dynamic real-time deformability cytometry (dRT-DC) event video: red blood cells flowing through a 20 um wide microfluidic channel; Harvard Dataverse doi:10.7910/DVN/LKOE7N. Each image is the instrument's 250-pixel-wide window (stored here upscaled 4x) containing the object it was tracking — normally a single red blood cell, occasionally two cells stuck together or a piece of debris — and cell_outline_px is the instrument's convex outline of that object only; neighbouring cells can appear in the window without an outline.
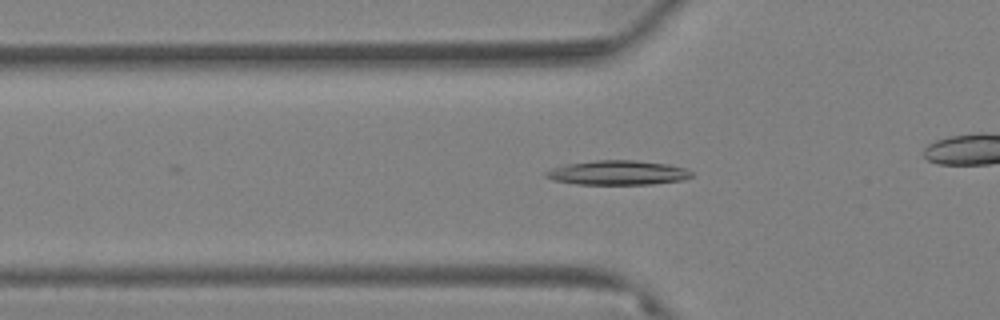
{"species": "Egyptian fruit bat (a non-hibernating species)", "species_latin": "Rousettus aegyptiacus", "temperature_condition": "warm", "stored_images_in_passage": 49, "camera_frame_rate_fps": 3000, "um_per_image_px": 0.085, "animal": {"sex": "female"}, "frame": {"image": 1, "passage_image": 23, "time_ms": 7.333, "image_size_px": [1000, 320], "cell_outline_px": [[692, 176], [684, 180], [652, 184], [576, 184], [552, 180], [544, 176], [544, 172], [552, 168], [568, 164], [596, 160], [636, 160], [668, 164], [684, 168], [692, 172]], "centroid_in_image_um": [52.5, 14.68], "position_along_channel_um": 73.3, "area_um2": 20.75}}
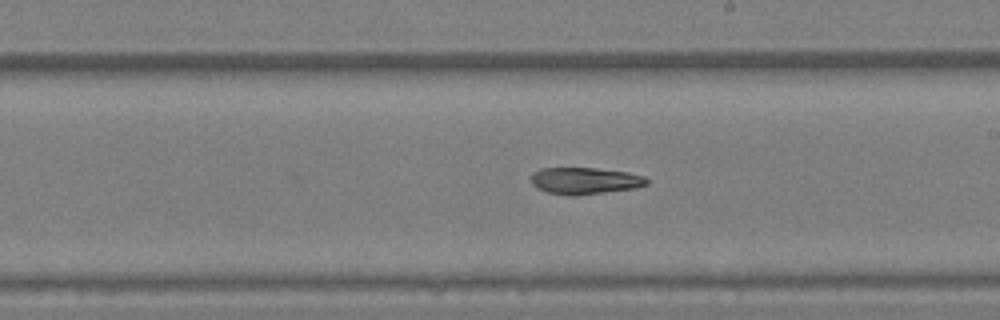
{"frame": {"image": 2, "passage_image": 38, "time_ms": 12.333, "image_size_px": [1000, 320], "cell_outline_px": [[648, 184], [636, 188], [576, 196], [568, 196], [548, 192], [536, 188], [532, 184], [532, 176], [540, 168], [596, 168], [628, 172], [644, 176], [648, 180]], "centroid_in_image_um": [49.74, 15.37], "position_along_channel_um": 239.3, "area_um2": 18.09}}
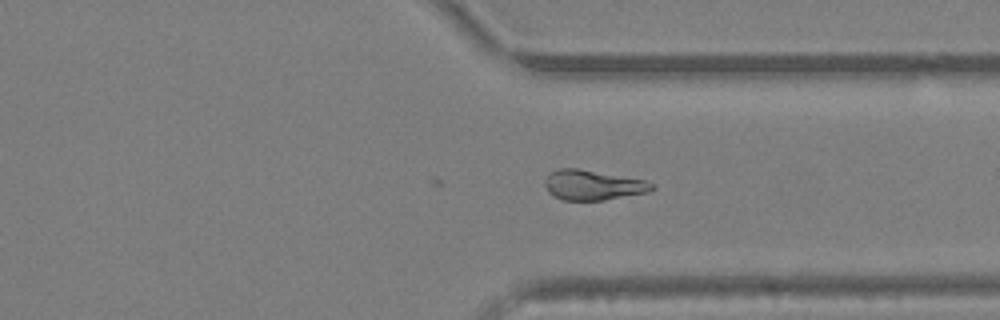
{"frame": {"image": 3, "passage_image": 49, "time_ms": 16.0, "image_size_px": [1000, 320], "cell_outline_px": [[656, 188], [648, 192], [604, 200], [560, 200], [552, 196], [548, 192], [544, 184], [544, 180], [552, 172], [560, 168], [576, 168], [644, 180], [652, 184]], "centroid_in_image_um": [50.36, 15.74], "position_along_channel_um": 361.0, "area_um2": 18.55}}